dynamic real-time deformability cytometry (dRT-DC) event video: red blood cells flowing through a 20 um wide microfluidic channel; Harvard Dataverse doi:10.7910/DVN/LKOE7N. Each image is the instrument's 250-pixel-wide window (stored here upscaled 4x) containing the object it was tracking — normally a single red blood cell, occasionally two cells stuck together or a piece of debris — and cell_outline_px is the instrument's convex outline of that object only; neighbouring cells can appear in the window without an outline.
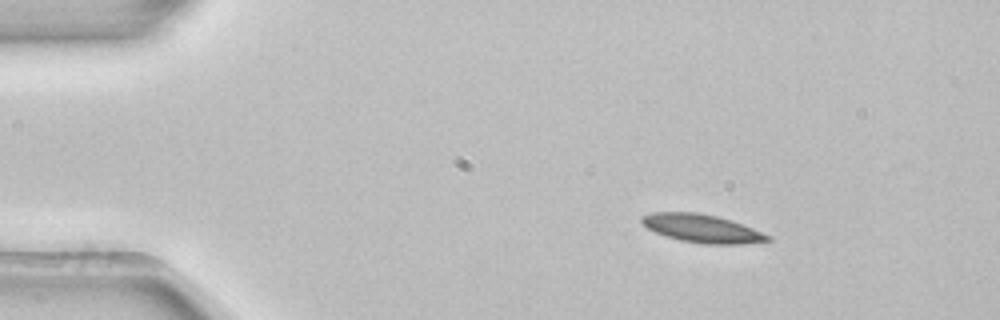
{"species": "common noctule bat (a hibernating species)", "species_latin": "Nyctalus noctula", "temperature_condition": "room temperature", "stored_images_in_passage": 3, "camera_frame_rate_fps": 3000, "um_per_image_px": 0.085, "animal": {"sex": "female", "body_mass_g": 22.7, "forearm_length_mm": 54.2}, "frame": {"image": 1, "passage_image": 1, "time_ms": 0.0, "image_size_px": [1000, 320], "cell_outline_px": [[772, 240], [740, 244], [704, 244], [680, 240], [656, 232], [648, 228], [640, 220], [640, 216], [652, 212], [700, 212], [732, 220], [772, 236]], "centroid_in_image_um": [59.68, 19.41], "position_along_channel_um": 25.3, "area_um2": 20.63}}
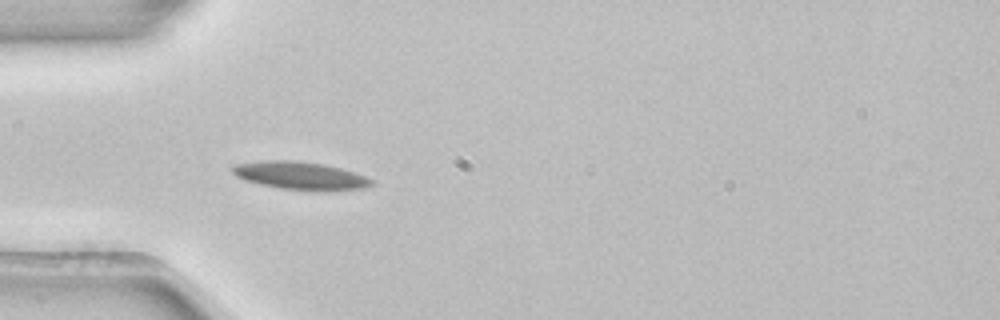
{"frame": {"image": 2, "passage_image": 3, "time_ms": 0.667, "image_size_px": [1000, 320], "cell_outline_px": [[376, 184], [364, 188], [280, 188], [260, 184], [244, 180], [236, 176], [232, 172], [232, 164], [264, 160], [296, 160], [324, 164], [340, 168], [364, 176], [372, 180]], "centroid_in_image_um": [25.41, 14.87], "position_along_channel_um": 59.6, "area_um2": 21.68}}